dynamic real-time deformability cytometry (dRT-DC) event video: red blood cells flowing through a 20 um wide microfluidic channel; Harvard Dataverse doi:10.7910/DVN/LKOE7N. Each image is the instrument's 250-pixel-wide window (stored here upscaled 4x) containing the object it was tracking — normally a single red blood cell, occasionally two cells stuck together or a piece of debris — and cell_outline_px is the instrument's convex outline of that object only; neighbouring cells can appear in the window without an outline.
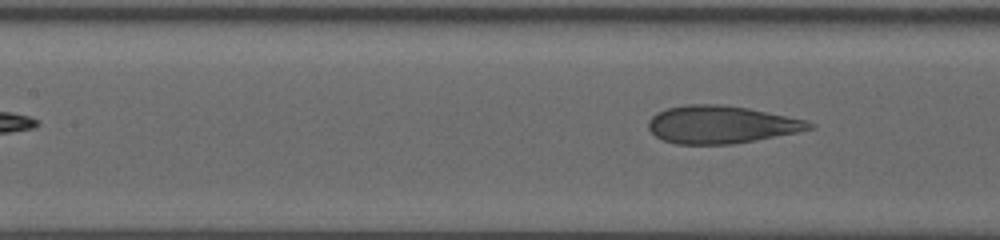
{"species": "human", "species_latin": "Homo sapiens", "temperature_condition": "warm", "stored_images_in_passage": 11, "segment_of_instrument_passage": [2, 2], "camera_frame_rate_fps": 3000, "um_per_image_px": 0.085, "donor": {"sex": "female"}, "frame": {"image": 1, "passage_image": 11, "time_ms": 8.667, "image_size_px": [1000, 240], "cell_outline_px": [[816, 128], [756, 140], [732, 144], [676, 144], [664, 140], [656, 136], [648, 128], [648, 120], [656, 112], [668, 108], [684, 104], [720, 104], [748, 108], [804, 120], [816, 124]], "centroid_in_image_um": [61.27, 10.58], "position_along_channel_um": 146.1, "area_um2": 35.2}}